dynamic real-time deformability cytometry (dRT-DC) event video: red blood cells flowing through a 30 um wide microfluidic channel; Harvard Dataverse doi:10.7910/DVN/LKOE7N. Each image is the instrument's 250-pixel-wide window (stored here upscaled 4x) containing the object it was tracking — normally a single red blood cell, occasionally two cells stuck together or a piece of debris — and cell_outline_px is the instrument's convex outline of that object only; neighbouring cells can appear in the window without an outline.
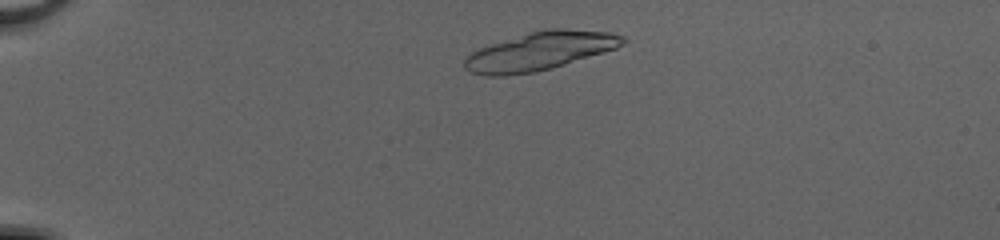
{"species": "common noctule bat (a hibernating species)", "species_latin": "Nyctalus noctula", "temperature_condition": "cold", "stored_images_in_passage": 14, "camera_frame_rate_fps": 3000, "um_per_image_px": 0.085, "animal": {"sex": "female", "body_mass_g": 20.0, "forearm_length_mm": 54.0}, "frame": {"image": 1, "passage_image": 5, "time_ms": 1.333, "image_size_px": [1000, 240], "cell_outline_px": [[628, 40], [624, 44], [616, 48], [604, 52], [552, 68], [536, 72], [504, 76], [484, 76], [472, 72], [464, 68], [464, 60], [476, 48], [528, 32], [548, 28], [560, 28], [612, 32], [624, 36]], "centroid_in_image_um": [45.89, 4.34], "position_along_channel_um": 39.1, "area_um2": 35.6}}